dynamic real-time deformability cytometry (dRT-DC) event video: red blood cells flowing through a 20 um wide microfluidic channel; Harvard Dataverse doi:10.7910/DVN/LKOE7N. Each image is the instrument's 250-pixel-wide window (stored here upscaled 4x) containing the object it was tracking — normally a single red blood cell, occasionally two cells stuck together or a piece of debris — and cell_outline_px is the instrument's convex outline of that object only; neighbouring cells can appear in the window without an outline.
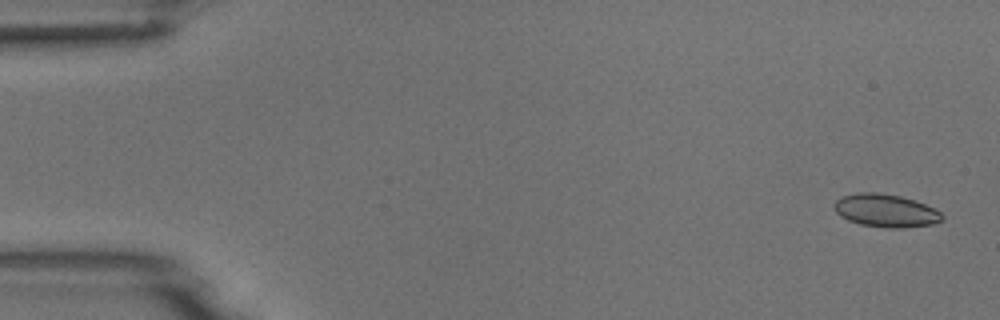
{"species": "common noctule bat (a hibernating species)", "species_latin": "Nyctalus noctula", "temperature_condition": "room temperature", "stored_images_in_passage": 6, "camera_frame_rate_fps": 3000, "um_per_image_px": 0.085, "animal": {"sex": "male", "body_mass_g": 18.8}, "frame": {"image": 1, "passage_image": 1, "time_ms": 0.0, "image_size_px": [1000, 320], "cell_outline_px": [[944, 220], [932, 224], [904, 228], [884, 228], [860, 224], [848, 220], [840, 216], [836, 212], [832, 204], [836, 200], [844, 196], [860, 192], [876, 192], [900, 196], [924, 204], [940, 212], [944, 216]], "centroid_in_image_um": [75.27, 17.91], "position_along_channel_um": 9.7, "area_um2": 20.69}}
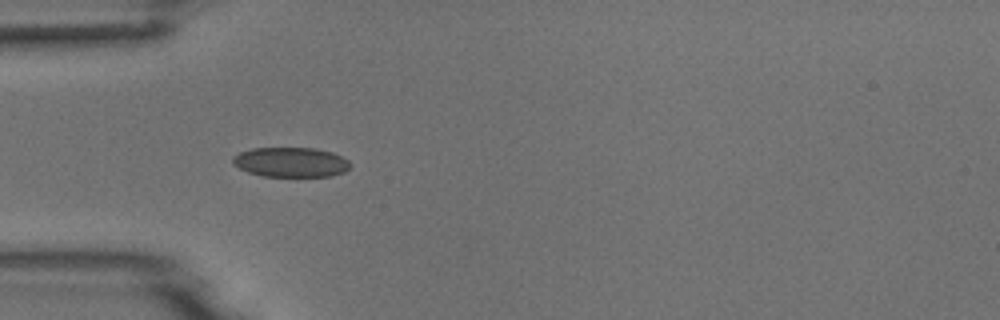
{"frame": {"image": 2, "passage_image": 5, "time_ms": 4.667, "image_size_px": [1000, 320], "cell_outline_px": [[352, 164], [344, 172], [332, 176], [264, 176], [248, 172], [232, 164], [232, 156], [240, 152], [252, 148], [316, 148], [332, 152], [348, 160]], "centroid_in_image_um": [24.71, 13.78], "position_along_channel_um": 60.3, "area_um2": 20.4}}